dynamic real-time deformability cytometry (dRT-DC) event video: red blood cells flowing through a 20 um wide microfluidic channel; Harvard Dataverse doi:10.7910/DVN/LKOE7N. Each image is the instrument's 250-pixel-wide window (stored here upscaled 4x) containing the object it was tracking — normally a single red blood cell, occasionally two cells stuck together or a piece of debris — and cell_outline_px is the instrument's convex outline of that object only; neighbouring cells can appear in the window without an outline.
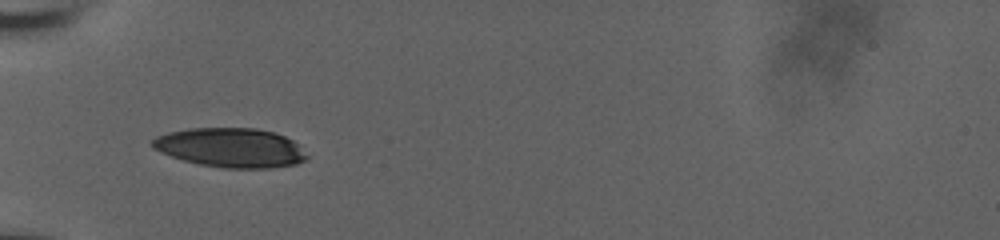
{"species": "human", "species_latin": "Homo sapiens", "temperature_condition": "room temperature", "stored_images_in_passage": 16, "camera_frame_rate_fps": 3000, "um_per_image_px": 0.085, "donor": {"sex": "male"}, "frame": {"image": 1, "passage_image": 3, "time_ms": 0.667, "image_size_px": [1000, 240], "cell_outline_px": [[308, 156], [304, 160], [296, 164], [272, 168], [224, 168], [200, 164], [184, 160], [160, 152], [152, 148], [148, 144], [156, 136], [168, 132], [188, 128], [256, 128], [272, 132], [284, 136], [292, 140]], "centroid_in_image_um": [19.55, 12.55], "position_along_channel_um": 65.4, "area_um2": 35.32}}
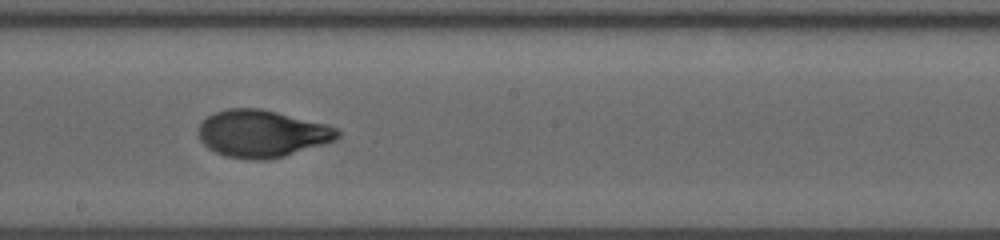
{"frame": {"image": 2, "passage_image": 9, "time_ms": 2.667, "image_size_px": [1000, 240], "cell_outline_px": [[340, 136], [336, 140], [324, 144], [284, 156], [268, 160], [248, 160], [224, 156], [208, 148], [200, 140], [196, 132], [200, 124], [208, 116], [216, 112], [228, 108], [260, 108], [328, 124], [336, 128], [340, 132]], "centroid_in_image_um": [22.26, 11.36], "position_along_channel_um": 225.9, "area_um2": 38.49}}
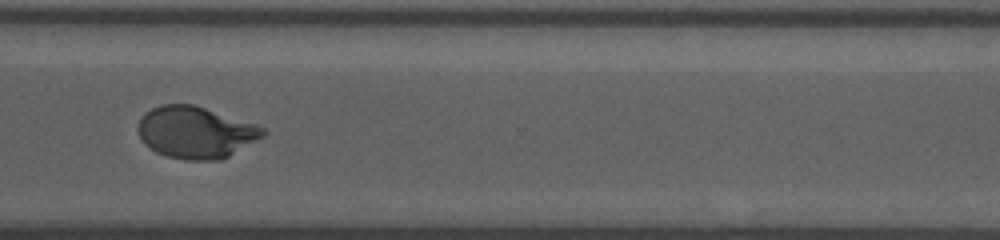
{"frame": {"image": 3, "passage_image": 13, "time_ms": 4.0, "image_size_px": [1000, 240], "cell_outline_px": [[268, 132], [264, 136], [228, 156], [220, 160], [184, 160], [168, 156], [156, 152], [144, 144], [140, 140], [136, 128], [140, 116], [144, 112], [160, 104], [192, 104], [256, 124], [264, 128]], "centroid_in_image_um": [16.58, 11.24], "position_along_channel_um": 354.0, "area_um2": 37.92}}